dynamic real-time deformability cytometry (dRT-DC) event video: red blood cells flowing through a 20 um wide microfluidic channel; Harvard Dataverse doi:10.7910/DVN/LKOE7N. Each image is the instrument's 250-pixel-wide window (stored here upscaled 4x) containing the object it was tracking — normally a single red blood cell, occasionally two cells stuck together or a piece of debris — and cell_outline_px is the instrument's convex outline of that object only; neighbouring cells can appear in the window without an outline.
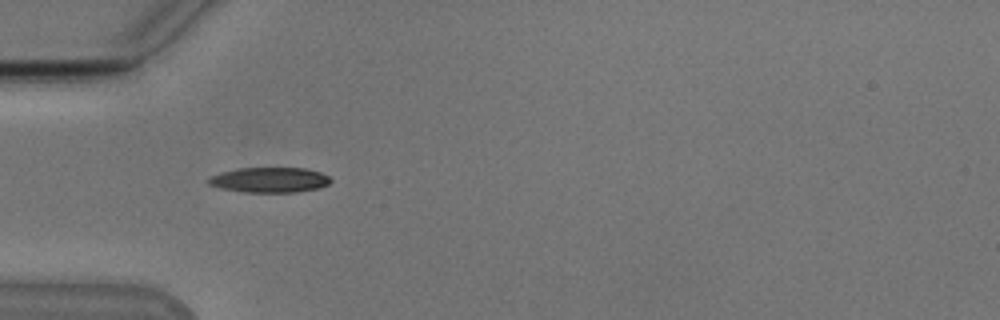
{"species": "Egyptian fruit bat (a non-hibernating species)", "species_latin": "Rousettus aegyptiacus", "temperature_condition": "cold", "stored_images_in_passage": 11, "camera_frame_rate_fps": 3000, "um_per_image_px": 0.085, "animal": {"sex": "male"}, "frame": {"image": 1, "passage_image": 4, "time_ms": 1.0, "image_size_px": [1000, 320], "cell_outline_px": [[332, 180], [328, 184], [316, 188], [296, 192], [244, 192], [224, 188], [208, 184], [208, 180], [212, 176], [220, 172], [240, 168], [304, 168], [320, 172], [328, 176]], "centroid_in_image_um": [22.93, 15.28], "position_along_channel_um": 62.1, "area_um2": 17.63}}
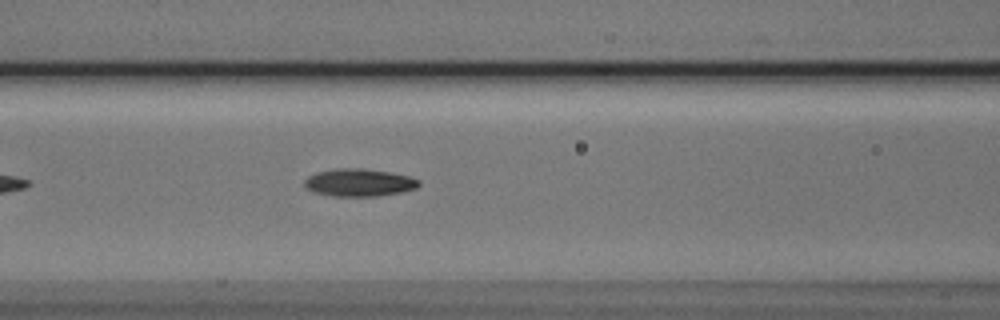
{"frame": {"image": 2, "passage_image": 10, "time_ms": 3.0, "image_size_px": [1000, 320], "cell_outline_px": [[420, 184], [416, 188], [404, 192], [376, 196], [332, 196], [312, 192], [304, 184], [304, 180], [308, 176], [316, 172], [336, 168], [360, 168], [392, 172], [408, 176], [420, 180]], "centroid_in_image_um": [30.53, 15.51], "position_along_channel_um": 136.1, "area_um2": 18.55}}